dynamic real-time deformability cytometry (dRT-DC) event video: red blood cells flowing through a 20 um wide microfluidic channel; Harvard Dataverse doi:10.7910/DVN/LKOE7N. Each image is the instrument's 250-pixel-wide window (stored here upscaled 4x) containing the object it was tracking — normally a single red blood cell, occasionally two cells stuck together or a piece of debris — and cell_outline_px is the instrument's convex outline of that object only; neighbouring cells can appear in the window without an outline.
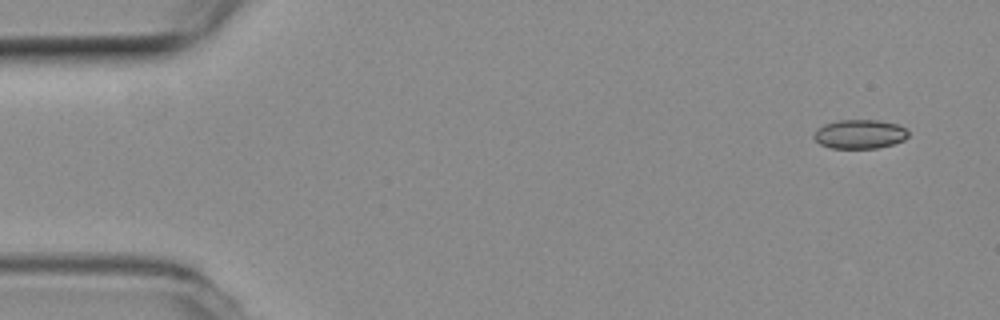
{"species": "common noctule bat (a hibernating species)", "species_latin": "Nyctalus noctula", "temperature_condition": "room temperature", "stored_images_in_passage": 6, "segment_of_instrument_passage": [2, 2], "camera_frame_rate_fps": 3000, "um_per_image_px": 0.085, "animal": {"sex": "female", "body_mass_g": 19.3, "forearm_length_mm": 54.1}, "frame": {"image": 1, "passage_image": 6, "time_ms": 1.667, "image_size_px": [1000, 320], "cell_outline_px": [[908, 136], [904, 140], [892, 144], [876, 148], [832, 148], [820, 144], [812, 136], [816, 128], [824, 124], [836, 120], [880, 120], [896, 124], [904, 128], [908, 132]], "centroid_in_image_um": [73.04, 11.39], "position_along_channel_um": 12.0, "area_um2": 16.01}}